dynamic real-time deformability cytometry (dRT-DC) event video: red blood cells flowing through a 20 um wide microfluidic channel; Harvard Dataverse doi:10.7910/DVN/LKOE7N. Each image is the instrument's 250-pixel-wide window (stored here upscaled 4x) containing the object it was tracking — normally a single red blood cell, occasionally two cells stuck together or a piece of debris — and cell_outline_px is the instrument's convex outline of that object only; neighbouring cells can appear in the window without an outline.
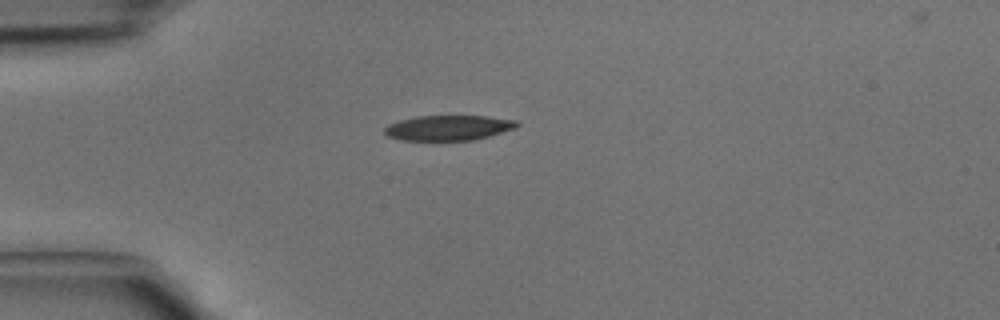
{"species": "common noctule bat (a hibernating species)", "species_latin": "Nyctalus noctula", "temperature_condition": "cold", "stored_images_in_passage": 2, "camera_frame_rate_fps": 3000, "um_per_image_px": 0.085, "animal": {"sex": "male", "body_mass_g": 15.6}, "frame": {"image": 1, "passage_image": 2, "time_ms": 0.333, "image_size_px": [1000, 320], "cell_outline_px": [[520, 124], [516, 128], [488, 136], [472, 140], [400, 140], [388, 136], [384, 132], [384, 128], [388, 124], [400, 120], [416, 116], [488, 116], [516, 120]], "centroid_in_image_um": [38.11, 10.86], "position_along_channel_um": 46.9, "area_um2": 19.36}}